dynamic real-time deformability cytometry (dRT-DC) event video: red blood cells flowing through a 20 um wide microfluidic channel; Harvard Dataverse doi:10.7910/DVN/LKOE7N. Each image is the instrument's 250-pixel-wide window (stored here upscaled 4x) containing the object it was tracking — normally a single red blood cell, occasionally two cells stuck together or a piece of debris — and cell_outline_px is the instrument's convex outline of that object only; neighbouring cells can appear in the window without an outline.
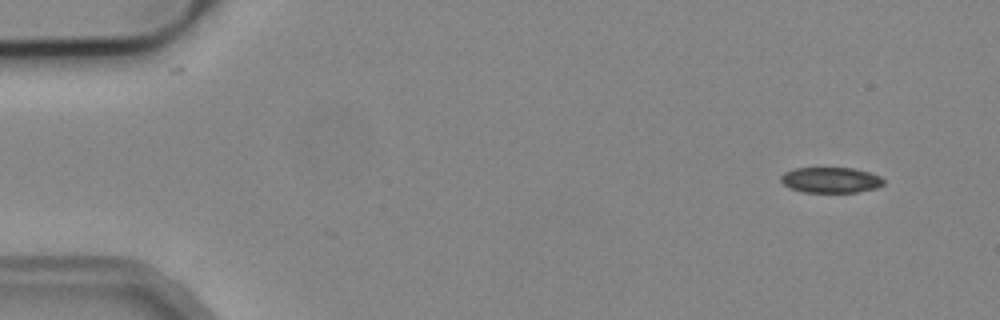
{"species": "common noctule bat (a hibernating species)", "species_latin": "Nyctalus noctula", "temperature_condition": "cold", "stored_images_in_passage": 5, "camera_frame_rate_fps": 3000, "um_per_image_px": 0.085, "animal": {"sex": "male", "body_mass_g": 19.2, "forearm_length_mm": 51.8}, "frame": {"image": 1, "passage_image": 1, "time_ms": 0.0, "image_size_px": [1000, 320], "cell_outline_px": [[884, 184], [876, 188], [856, 192], [804, 192], [788, 188], [780, 180], [780, 176], [784, 172], [796, 168], [852, 168], [868, 172], [880, 176], [884, 180]], "centroid_in_image_um": [70.59, 15.3], "position_along_channel_um": 14.4, "area_um2": 15.32}}